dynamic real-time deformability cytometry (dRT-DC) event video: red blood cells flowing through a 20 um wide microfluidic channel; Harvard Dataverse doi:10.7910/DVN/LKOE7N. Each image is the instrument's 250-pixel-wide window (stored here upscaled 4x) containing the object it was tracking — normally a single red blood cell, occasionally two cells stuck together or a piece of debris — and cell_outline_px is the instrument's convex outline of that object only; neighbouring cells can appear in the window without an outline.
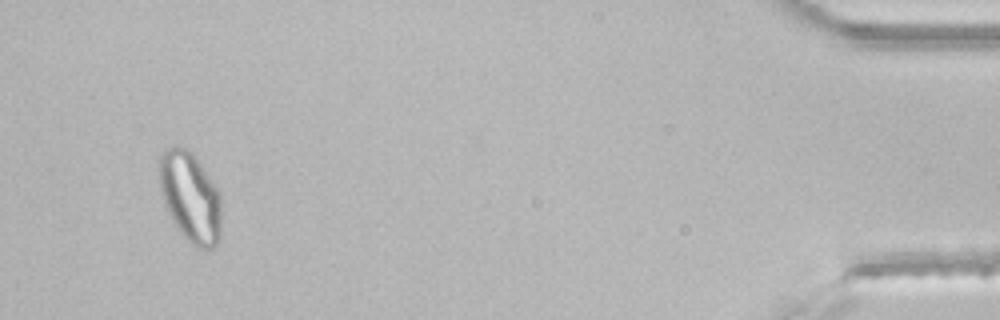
{"species": "common noctule bat (a hibernating species)", "species_latin": "Nyctalus noctula", "temperature_condition": "room temperature", "stored_images_in_passage": 34, "segment_of_instrument_passage": [2, 2], "camera_frame_rate_fps": 3000, "um_per_image_px": 0.085, "animal": {"sex": "male", "body_mass_g": 21.5, "forearm_length_mm": 52.0}, "frame": {"image": 1, "passage_image": 32, "time_ms": 10.333, "image_size_px": [1000, 320], "cell_outline_px": [[220, 240], [212, 248], [196, 248], [176, 228], [164, 204], [160, 192], [160, 152], [164, 148], [176, 144], [192, 152], [220, 192]], "centroid_in_image_um": [16.16, 16.73], "position_along_channel_um": 419.0, "area_um2": 32.71}}